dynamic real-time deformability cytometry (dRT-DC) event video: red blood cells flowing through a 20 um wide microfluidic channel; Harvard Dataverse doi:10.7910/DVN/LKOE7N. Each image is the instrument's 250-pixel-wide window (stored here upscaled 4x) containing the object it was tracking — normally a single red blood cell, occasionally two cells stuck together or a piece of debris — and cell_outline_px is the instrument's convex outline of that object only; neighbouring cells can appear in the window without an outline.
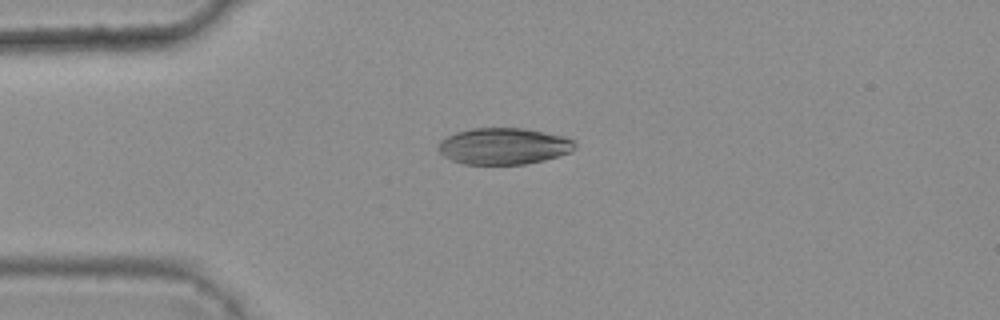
{"species": "common noctule bat (a hibernating species)", "species_latin": "Nyctalus noctula", "temperature_condition": "warm", "stored_images_in_passage": 5, "camera_frame_rate_fps": 3000, "um_per_image_px": 0.085, "animal": {"sex": "female", "body_mass_g": 25.1}, "frame": {"image": 1, "passage_image": 1, "time_ms": 0.0, "image_size_px": [1000, 320], "cell_outline_px": [[576, 148], [572, 152], [544, 160], [524, 164], [464, 164], [452, 160], [444, 156], [436, 148], [440, 140], [456, 132], [472, 128], [524, 128], [564, 136], [572, 140], [576, 144]], "centroid_in_image_um": [42.81, 12.42], "position_along_channel_um": 42.2, "area_um2": 29.13}}
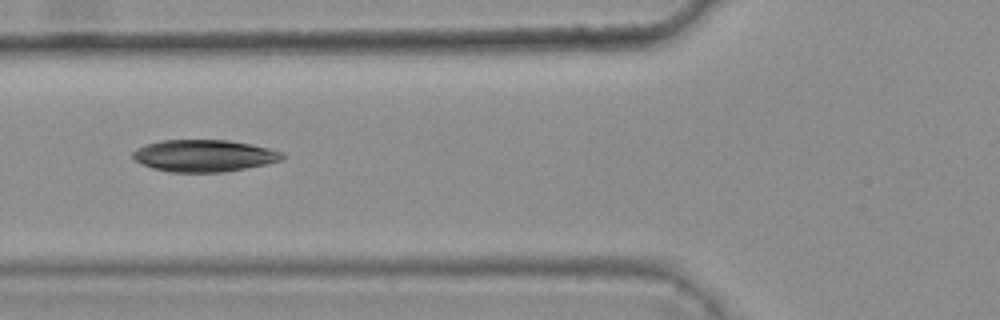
{"frame": {"image": 2, "passage_image": 3, "time_ms": 0.667, "image_size_px": [1000, 320], "cell_outline_px": [[284, 156], [280, 160], [264, 164], [224, 172], [168, 172], [152, 168], [136, 160], [132, 156], [132, 152], [136, 148], [160, 140], [228, 140], [252, 144], [284, 152]], "centroid_in_image_um": [17.33, 13.23], "position_along_channel_um": 108.5, "area_um2": 27.69}}
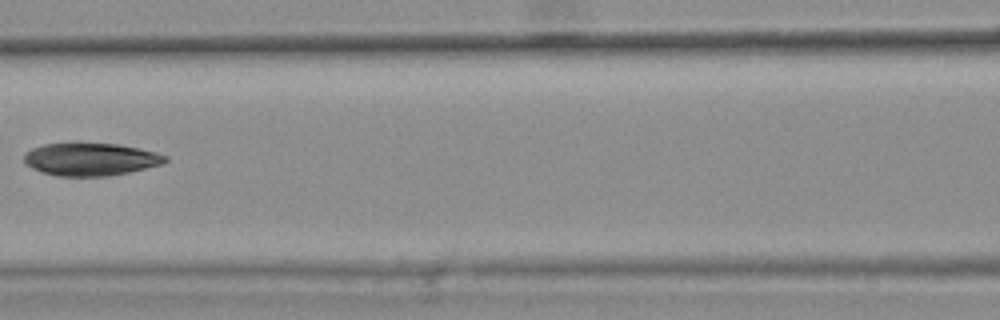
{"frame": {"image": 3, "passage_image": 4, "time_ms": 1.0, "image_size_px": [1000, 320], "cell_outline_px": [[168, 160], [164, 164], [128, 172], [108, 176], [56, 176], [32, 168], [24, 160], [24, 152], [32, 148], [44, 144], [72, 140], [76, 140], [120, 144], [140, 148], [156, 152], [168, 156]], "centroid_in_image_um": [7.7, 13.48], "position_along_channel_um": 158.9, "area_um2": 27.92}}